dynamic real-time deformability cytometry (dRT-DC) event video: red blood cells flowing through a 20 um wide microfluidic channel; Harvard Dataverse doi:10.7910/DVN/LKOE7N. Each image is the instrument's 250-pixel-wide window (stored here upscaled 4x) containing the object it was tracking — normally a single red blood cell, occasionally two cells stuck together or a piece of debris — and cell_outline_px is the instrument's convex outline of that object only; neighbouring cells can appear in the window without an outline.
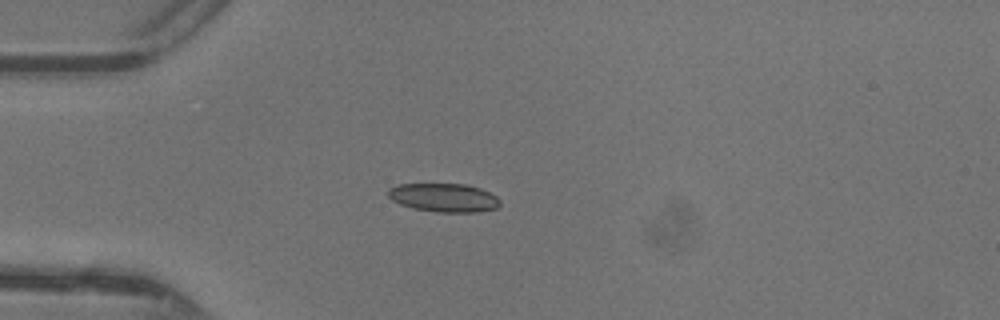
{"species": "common noctule bat (a hibernating species)", "species_latin": "Nyctalus noctula", "temperature_condition": "warm", "stored_images_in_passage": 24, "camera_frame_rate_fps": 3000, "um_per_image_px": 0.085, "animal": {"sex": "female"}, "frame": {"image": 1, "passage_image": 4, "time_ms": 1.0, "image_size_px": [1000, 320], "cell_outline_px": [[500, 204], [496, 208], [476, 212], [436, 212], [412, 208], [400, 204], [392, 200], [388, 196], [388, 188], [396, 184], [468, 184], [480, 188], [496, 196], [500, 200]], "centroid_in_image_um": [37.71, 16.79], "position_along_channel_um": 47.3, "area_um2": 18.73}}
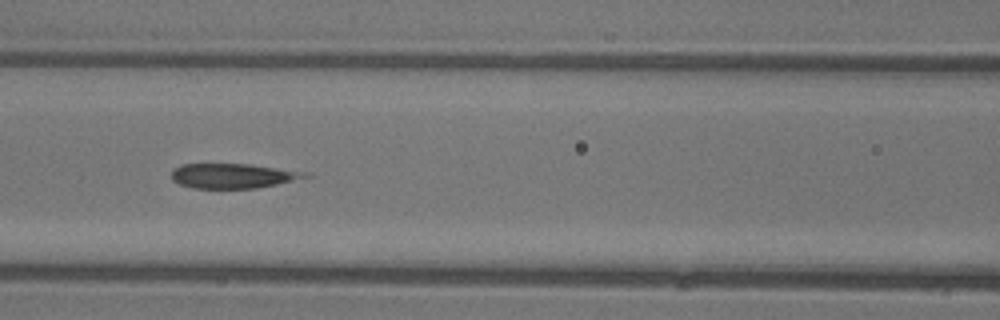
{"frame": {"image": 2, "passage_image": 12, "time_ms": 3.667, "image_size_px": [1000, 320], "cell_outline_px": [[312, 176], [276, 184], [256, 188], [192, 188], [180, 184], [172, 180], [172, 172], [180, 164], [248, 164], [304, 172]], "centroid_in_image_um": [19.75, 14.95], "position_along_channel_um": 146.8, "area_um2": 18.96}}
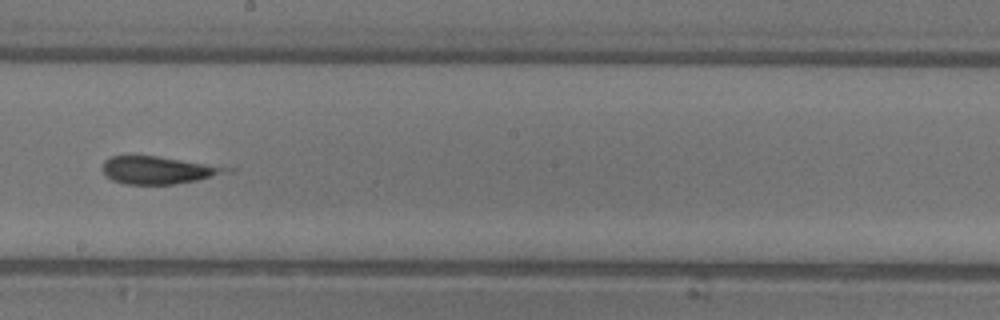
{"frame": {"image": 3, "passage_image": 18, "time_ms": 5.667, "image_size_px": [1000, 320], "cell_outline_px": [[236, 168], [228, 172], [196, 180], [176, 184], [124, 184], [112, 180], [100, 168], [104, 160], [112, 156], [156, 156]], "centroid_in_image_um": [13.41, 14.46], "position_along_channel_um": 234.8, "area_um2": 19.71}}